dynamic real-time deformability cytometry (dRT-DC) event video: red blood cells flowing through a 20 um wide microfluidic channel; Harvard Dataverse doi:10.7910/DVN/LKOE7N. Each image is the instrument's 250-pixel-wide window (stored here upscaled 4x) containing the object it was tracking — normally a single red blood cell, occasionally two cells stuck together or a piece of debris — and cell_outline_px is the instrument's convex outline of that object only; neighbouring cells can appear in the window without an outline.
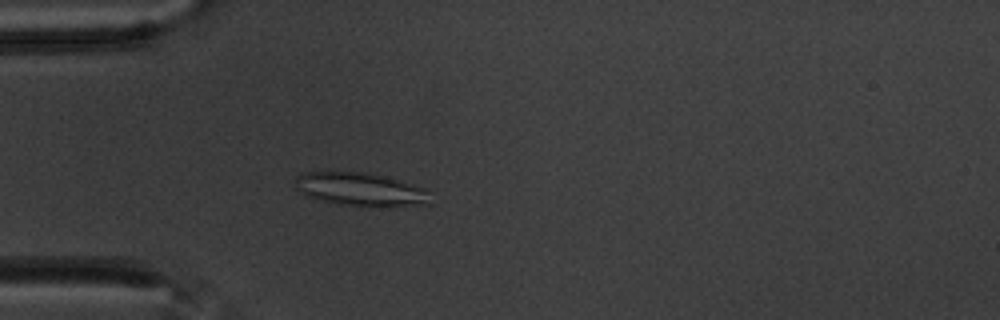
{"species": "common noctule bat (a hibernating species)", "species_latin": "Nyctalus noctula", "temperature_condition": "warm", "stored_images_in_passage": 46, "camera_frame_rate_fps": 3000, "um_per_image_px": 0.085, "animal": {"sex": "male", "body_mass_g": 20.1, "forearm_length_mm": 53.5}, "frame": {"image": 1, "passage_image": 5, "time_ms": 1.333, "image_size_px": [1000, 320], "cell_outline_px": [[432, 204], [340, 204], [320, 200], [308, 196], [296, 188], [296, 176], [304, 172], [364, 172], [384, 176], [424, 188]], "centroid_in_image_um": [30.56, 16.05], "position_along_channel_um": 54.4, "area_um2": 24.91}}
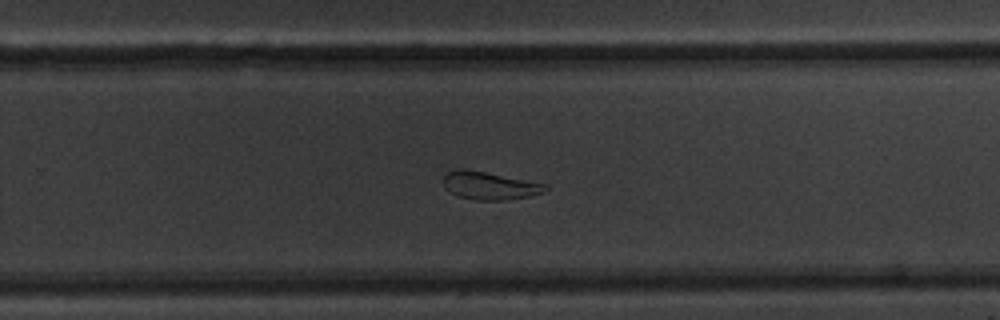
{"frame": {"image": 2, "passage_image": 26, "time_ms": 8.333, "image_size_px": [1000, 320], "cell_outline_px": [[548, 188], [544, 192], [528, 196], [504, 200], [476, 200], [456, 196], [444, 188], [444, 176], [448, 172], [456, 168], [464, 168], [548, 184]], "centroid_in_image_um": [41.59, 15.77], "position_along_channel_um": 288.2, "area_um2": 16.59}}
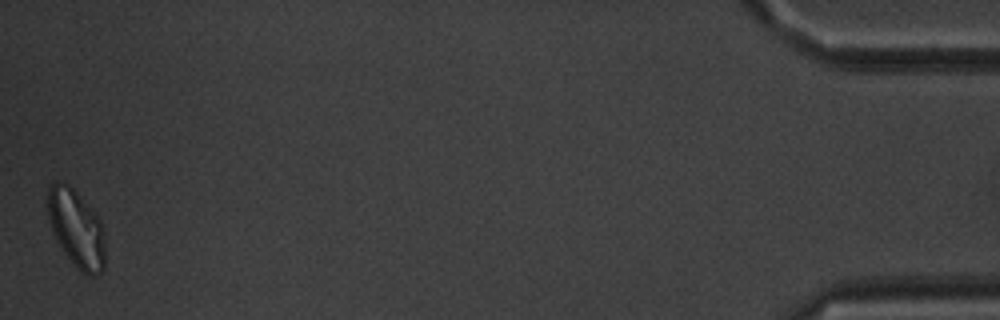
{"frame": {"image": 3, "passage_image": 46, "time_ms": 15.0, "image_size_px": [1000, 320], "cell_outline_px": [[104, 268], [100, 272], [92, 276], [88, 276], [80, 272], [64, 252], [52, 232], [48, 220], [48, 188], [56, 180], [60, 180], [68, 184], [76, 192], [100, 220], [104, 236]], "centroid_in_image_um": [6.47, 19.43], "position_along_channel_um": 428.7, "area_um2": 25.72}, "authors_computed_cell_mechanics": {"area_um2": 19.1896, "velocity_mm_per_s": 3.4569, "shape_relaxation_time_tau1_ms": null, "shape_relaxation_time_tau2_ms": 4.4712, "deformation_change_tau1": null, "deformation_change_tau2": 0.1273}}